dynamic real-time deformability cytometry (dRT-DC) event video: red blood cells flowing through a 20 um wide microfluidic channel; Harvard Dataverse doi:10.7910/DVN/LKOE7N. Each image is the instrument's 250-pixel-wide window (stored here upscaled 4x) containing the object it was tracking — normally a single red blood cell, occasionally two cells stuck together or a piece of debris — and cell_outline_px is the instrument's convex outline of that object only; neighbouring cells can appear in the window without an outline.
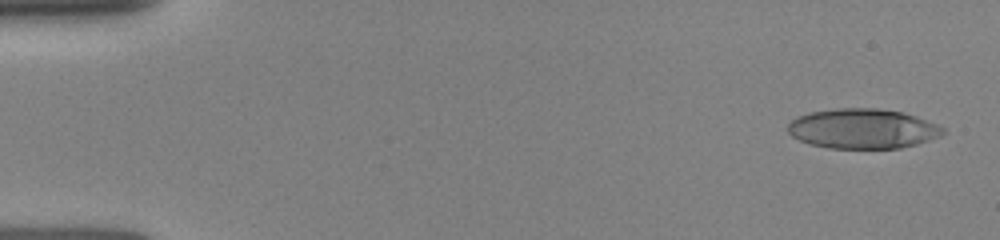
{"species": "human", "species_latin": "Homo sapiens", "temperature_condition": "room temperature", "stored_images_in_passage": 34, "camera_frame_rate_fps": 3000, "um_per_image_px": 0.085, "donor": {"sex": "female"}, "frame": {"image": 1, "passage_image": 2, "time_ms": 0.333, "image_size_px": [1000, 240], "cell_outline_px": [[944, 132], [940, 136], [916, 144], [900, 148], [828, 148], [812, 144], [800, 140], [792, 136], [788, 132], [788, 124], [796, 116], [808, 112], [836, 108], [876, 108], [900, 112], [916, 116], [936, 124], [944, 128]], "centroid_in_image_um": [73.3, 10.93], "position_along_channel_um": 11.7, "area_um2": 35.89}}
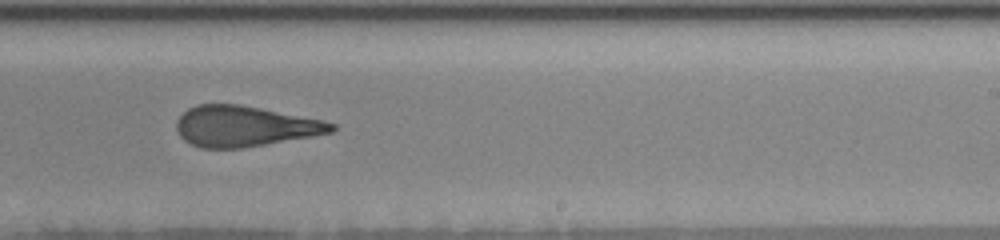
{"frame": {"image": 2, "passage_image": 18, "time_ms": 9.667, "image_size_px": [1000, 240], "cell_outline_px": [[336, 128], [332, 132], [312, 136], [240, 148], [200, 148], [184, 140], [180, 136], [176, 128], [176, 120], [188, 108], [196, 104], [240, 104], [320, 120], [336, 124]], "centroid_in_image_um": [20.74, 10.73], "position_along_channel_um": 268.3, "area_um2": 36.3}}
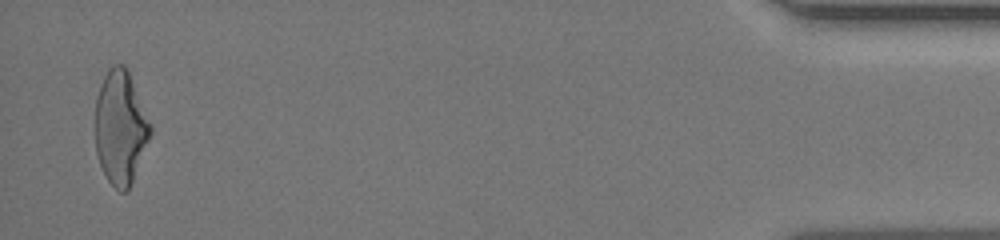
{"frame": {"image": 3, "passage_image": 32, "time_ms": 15.333, "image_size_px": [1000, 240], "cell_outline_px": [[152, 132], [132, 180], [128, 188], [124, 192], [120, 192], [108, 180], [100, 164], [96, 152], [96, 96], [100, 84], [108, 68], [112, 64], [124, 64], [128, 68], [152, 124]], "centroid_in_image_um": [10.25, 10.76], "position_along_channel_um": 424.9, "area_um2": 36.53}}